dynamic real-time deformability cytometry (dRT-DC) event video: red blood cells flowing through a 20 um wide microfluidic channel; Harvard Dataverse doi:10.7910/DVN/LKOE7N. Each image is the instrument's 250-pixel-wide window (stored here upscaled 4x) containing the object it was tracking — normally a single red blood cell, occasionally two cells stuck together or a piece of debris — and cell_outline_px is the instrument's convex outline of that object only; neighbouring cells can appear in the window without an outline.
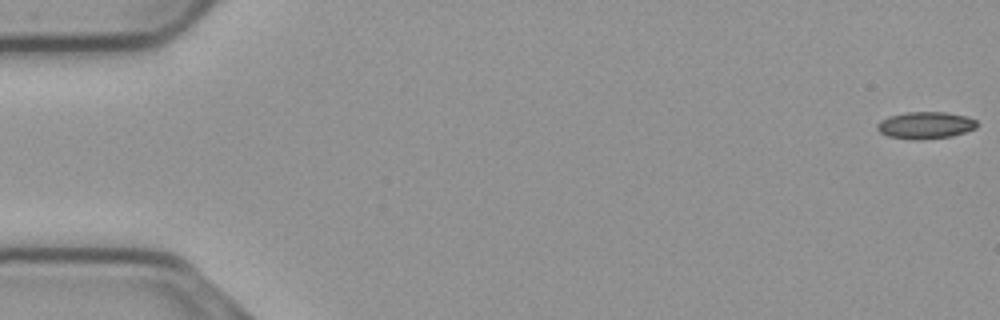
{"species": "common noctule bat (a hibernating species)", "species_latin": "Nyctalus noctula", "temperature_condition": "cold", "stored_images_in_passage": 15, "camera_frame_rate_fps": 3000, "um_per_image_px": 0.085, "animal": {"sex": "male", "body_mass_g": 23.1, "forearm_length_mm": 52.7}, "frame": {"image": 1, "passage_image": 1, "time_ms": 0.0, "image_size_px": [1000, 320], "cell_outline_px": [[980, 124], [976, 128], [952, 136], [920, 140], [912, 140], [888, 136], [880, 132], [876, 128], [876, 124], [880, 120], [888, 116], [908, 112], [948, 112], [968, 116], [976, 120]], "centroid_in_image_um": [78.68, 10.64], "position_along_channel_um": 6.3, "area_um2": 15.95}}
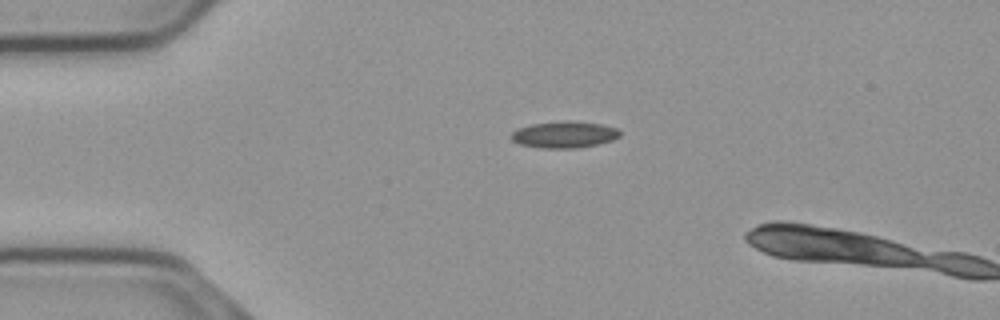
{"frame": {"image": 2, "passage_image": 13, "time_ms": 4.0, "image_size_px": [1000, 320], "cell_outline_px": [[620, 136], [612, 140], [580, 148], [540, 148], [520, 144], [512, 140], [512, 132], [520, 128], [532, 124], [600, 124], [616, 128], [620, 132]], "centroid_in_image_um": [47.96, 11.51], "position_along_channel_um": 37.0, "area_um2": 15.66}}